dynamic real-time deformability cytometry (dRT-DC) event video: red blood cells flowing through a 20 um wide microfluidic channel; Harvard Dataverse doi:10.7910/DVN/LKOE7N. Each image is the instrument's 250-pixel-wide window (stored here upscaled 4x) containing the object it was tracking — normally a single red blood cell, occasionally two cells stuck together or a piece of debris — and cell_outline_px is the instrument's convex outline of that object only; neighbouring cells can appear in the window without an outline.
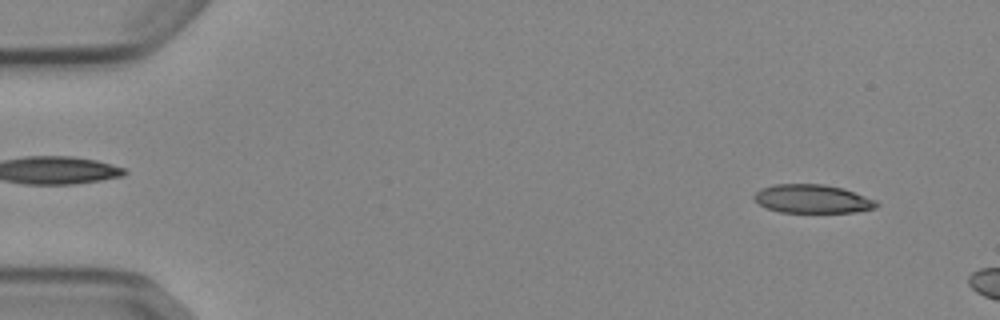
{"species": "Egyptian fruit bat (a non-hibernating species)", "species_latin": "Rousettus aegyptiacus", "temperature_condition": "cold", "stored_images_in_passage": 10, "camera_frame_rate_fps": 3000, "um_per_image_px": 0.085, "animal": {"sex": "female"}, "frame": {"image": 1, "passage_image": 4, "time_ms": 1.0, "image_size_px": [1000, 320], "cell_outline_px": [[880, 204], [876, 208], [856, 212], [780, 212], [768, 208], [752, 200], [752, 196], [760, 188], [776, 184], [824, 184], [844, 188], [876, 200]], "centroid_in_image_um": [69.06, 16.9], "position_along_channel_um": 15.9, "area_um2": 20.52}}